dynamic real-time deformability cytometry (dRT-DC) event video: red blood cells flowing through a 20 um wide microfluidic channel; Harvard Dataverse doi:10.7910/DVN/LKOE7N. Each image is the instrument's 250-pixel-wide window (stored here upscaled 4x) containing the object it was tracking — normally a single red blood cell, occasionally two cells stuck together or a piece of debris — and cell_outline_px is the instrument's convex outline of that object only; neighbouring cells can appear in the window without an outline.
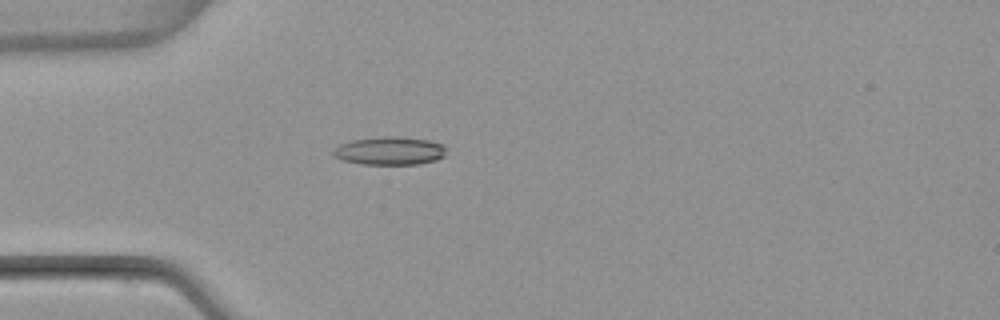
{"species": "common noctule bat (a hibernating species)", "species_latin": "Nyctalus noctula", "temperature_condition": "warm", "stored_images_in_passage": 4, "camera_frame_rate_fps": 3000, "um_per_image_px": 0.085, "animal": {"sex": "female", "body_mass_g": 22.7, "forearm_length_mm": 54.2}, "frame": {"image": 1, "passage_image": 4, "time_ms": 3.667, "image_size_px": [1000, 320], "cell_outline_px": [[444, 156], [436, 160], [420, 164], [360, 164], [344, 160], [332, 156], [332, 148], [340, 144], [352, 140], [380, 136], [396, 136], [428, 140], [444, 144]], "centroid_in_image_um": [33.08, 12.81], "position_along_channel_um": 51.9, "area_um2": 18.67}}